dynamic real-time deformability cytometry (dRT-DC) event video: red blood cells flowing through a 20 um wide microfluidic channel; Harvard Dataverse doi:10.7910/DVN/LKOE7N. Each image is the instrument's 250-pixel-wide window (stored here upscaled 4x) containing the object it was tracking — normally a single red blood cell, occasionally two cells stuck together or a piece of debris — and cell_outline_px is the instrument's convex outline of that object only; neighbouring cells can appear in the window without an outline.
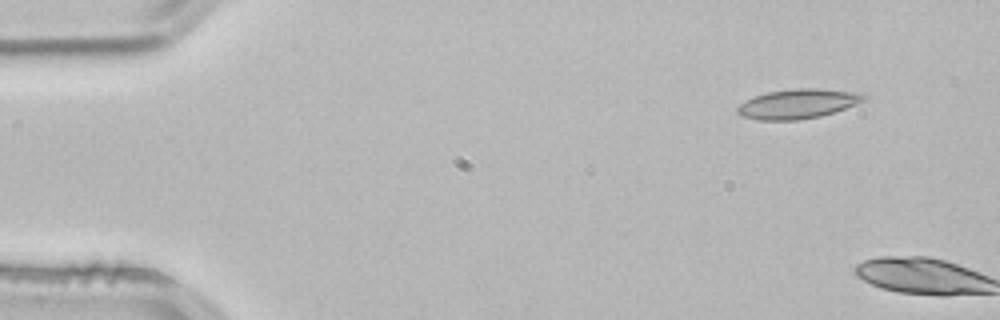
{"species": "common noctule bat (a hibernating species)", "species_latin": "Nyctalus noctula", "temperature_condition": "room temperature", "stored_images_in_passage": 5, "camera_frame_rate_fps": 3000, "um_per_image_px": 0.085, "animal": {"sex": "male", "body_mass_g": 21.5, "forearm_length_mm": 52.0}, "frame": {"image": 1, "passage_image": 1, "time_ms": 0.0, "image_size_px": [1000, 320], "cell_outline_px": [[872, 96], [868, 100], [820, 116], [796, 120], [756, 120], [740, 116], [736, 112], [736, 108], [740, 104], [756, 96], [768, 92], [796, 88], [820, 88], [864, 92]], "centroid_in_image_um": [67.9, 8.81], "position_along_channel_um": 17.1, "area_um2": 22.08}}